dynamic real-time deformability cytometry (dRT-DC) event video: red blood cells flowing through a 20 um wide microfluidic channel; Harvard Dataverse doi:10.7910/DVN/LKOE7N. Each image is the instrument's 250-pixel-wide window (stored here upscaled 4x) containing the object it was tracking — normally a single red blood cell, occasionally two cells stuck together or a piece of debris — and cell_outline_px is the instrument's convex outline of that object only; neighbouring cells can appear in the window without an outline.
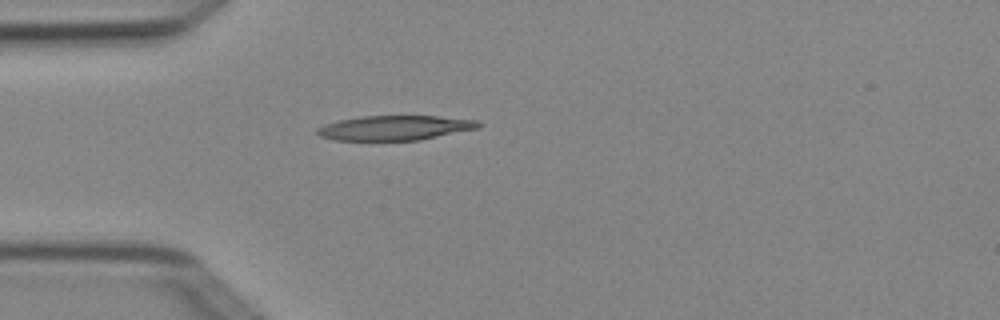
{"species": "Egyptian fruit bat (a non-hibernating species)", "species_latin": "Rousettus aegyptiacus", "temperature_condition": "cold", "stored_images_in_passage": 4, "camera_frame_rate_fps": 3000, "um_per_image_px": 0.085, "animal": {"sex": "female"}, "frame": {"image": 1, "passage_image": 4, "time_ms": 1.0, "image_size_px": [1000, 320], "cell_outline_px": [[480, 128], [420, 140], [336, 140], [320, 136], [316, 132], [316, 128], [324, 124], [340, 120], [360, 116], [436, 116], [480, 120]], "centroid_in_image_um": [33.59, 10.86], "position_along_channel_um": 51.4, "area_um2": 23.24}}